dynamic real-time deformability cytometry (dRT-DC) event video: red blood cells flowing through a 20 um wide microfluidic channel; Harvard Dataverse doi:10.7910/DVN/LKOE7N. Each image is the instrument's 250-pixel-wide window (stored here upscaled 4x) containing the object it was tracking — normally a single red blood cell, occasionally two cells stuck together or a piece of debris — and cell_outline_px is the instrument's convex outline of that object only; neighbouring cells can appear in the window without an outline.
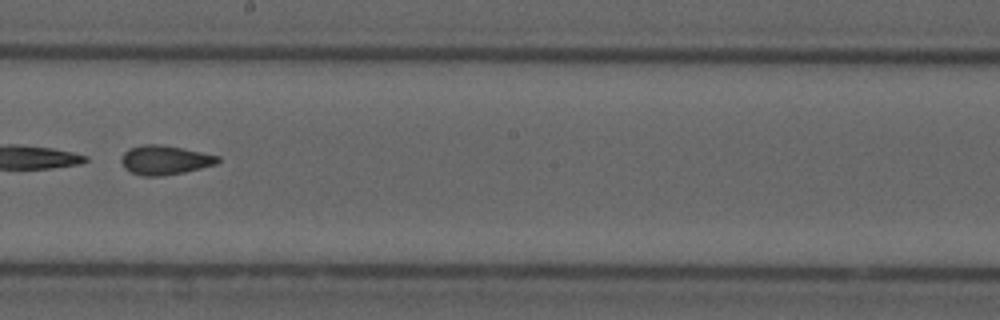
{"species": "common noctule bat (a hibernating species)", "species_latin": "Nyctalus noctula", "temperature_condition": "cold", "stored_images_in_passage": 53, "segment_of_instrument_passage": [2, 2], "camera_frame_rate_fps": 3000, "um_per_image_px": 0.085, "animal": {"sex": "male", "forearm_length_mm": 52.5}, "frame": {"image": 1, "passage_image": 30, "time_ms": 9.667, "image_size_px": [1000, 320], "cell_outline_px": [[220, 160], [216, 164], [184, 172], [160, 176], [144, 176], [132, 172], [124, 168], [120, 160], [124, 152], [128, 148], [144, 144], [160, 144], [220, 156]], "centroid_in_image_um": [13.98, 13.6], "position_along_channel_um": 234.2, "area_um2": 16.3}}